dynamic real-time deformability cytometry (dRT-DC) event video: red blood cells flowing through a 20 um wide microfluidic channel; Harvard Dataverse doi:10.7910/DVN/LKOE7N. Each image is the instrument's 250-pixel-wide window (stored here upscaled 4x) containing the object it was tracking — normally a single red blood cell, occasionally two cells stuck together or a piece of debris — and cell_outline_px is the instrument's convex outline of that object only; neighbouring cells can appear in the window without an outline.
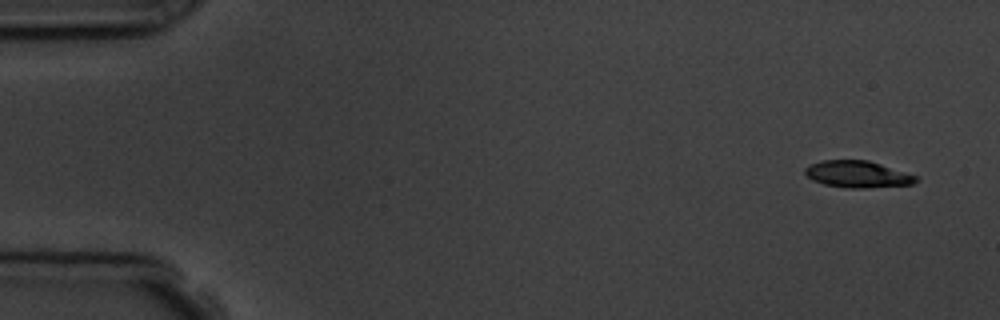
{"species": "common noctule bat (a hibernating species)", "species_latin": "Nyctalus noctula", "temperature_condition": "room temperature", "stored_images_in_passage": 5, "camera_frame_rate_fps": 3000, "um_per_image_px": 0.085, "animal": {"sex": "male", "body_mass_g": 19.5, "forearm_length_mm": 54.6}, "frame": {"image": 1, "passage_image": 1, "time_ms": 0.0, "image_size_px": [1000, 320], "cell_outline_px": [[920, 176], [912, 184], [864, 188], [852, 188], [824, 184], [812, 180], [804, 172], [804, 168], [808, 164], [824, 160], [868, 160]], "centroid_in_image_um": [72.89, 14.8], "position_along_channel_um": 12.1, "area_um2": 17.28}}
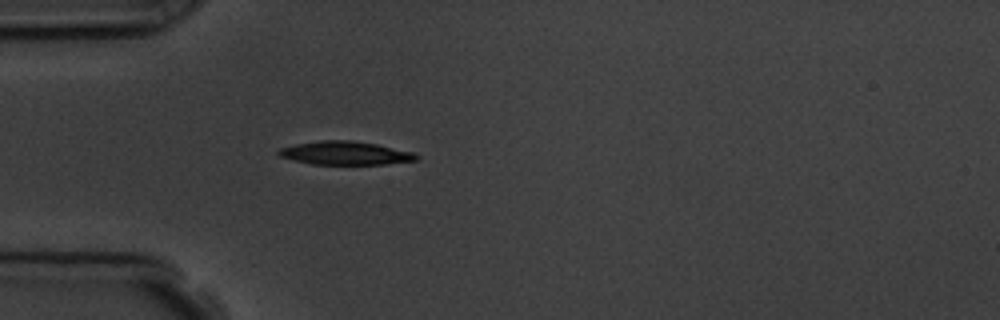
{"frame": {"image": 2, "passage_image": 5, "time_ms": 4.333, "image_size_px": [1000, 320], "cell_outline_px": [[420, 156], [416, 160], [388, 164], [312, 164], [280, 156], [276, 152], [280, 148], [296, 144], [320, 140], [352, 140], [376, 144], [416, 152]], "centroid_in_image_um": [29.4, 13.01], "position_along_channel_um": 55.6, "area_um2": 18.79}}